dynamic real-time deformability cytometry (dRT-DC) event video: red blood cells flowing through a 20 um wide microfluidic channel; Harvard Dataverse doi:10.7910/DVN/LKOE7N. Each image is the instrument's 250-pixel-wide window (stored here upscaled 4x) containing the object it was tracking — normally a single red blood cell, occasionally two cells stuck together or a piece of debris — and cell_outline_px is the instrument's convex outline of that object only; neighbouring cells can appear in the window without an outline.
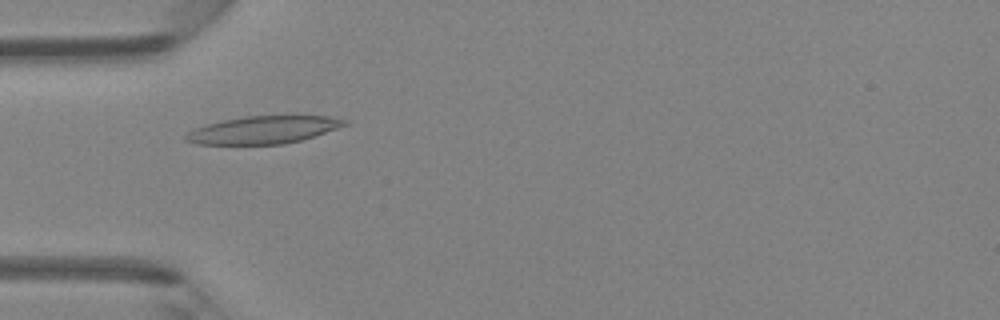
{"species": "Egyptian fruit bat (a non-hibernating species)", "species_latin": "Rousettus aegyptiacus", "temperature_condition": "room temperature", "stored_images_in_passage": 38, "camera_frame_rate_fps": 3000, "um_per_image_px": 0.085, "animal": {"sex": "female"}, "frame": {"image": 1, "passage_image": 6, "time_ms": 1.667, "image_size_px": [1000, 320], "cell_outline_px": [[348, 124], [300, 140], [284, 144], [196, 144], [184, 140], [184, 136], [188, 132], [204, 124], [244, 116], [328, 116], [348, 120]], "centroid_in_image_um": [22.33, 11.03], "position_along_channel_um": 62.7, "area_um2": 25.26}}
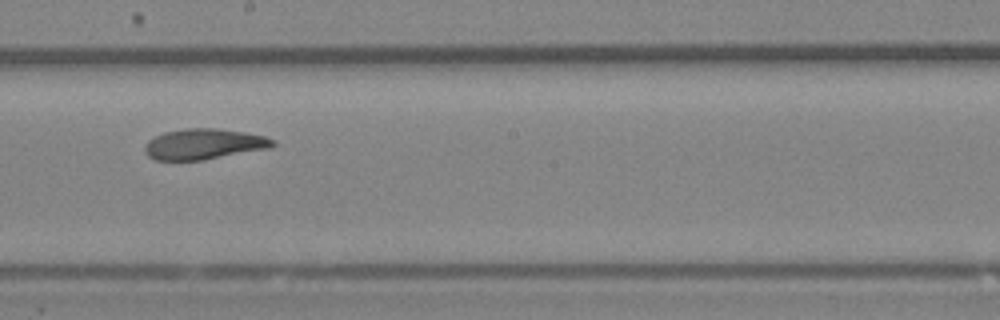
{"frame": {"image": 2, "passage_image": 18, "time_ms": 5.667, "image_size_px": [1000, 320], "cell_outline_px": [[276, 144], [268, 148], [204, 160], [152, 160], [144, 152], [144, 148], [148, 140], [164, 132], [184, 128], [216, 128], [244, 132], [264, 136], [276, 140]], "centroid_in_image_um": [17.31, 12.25], "position_along_channel_um": 230.9, "area_um2": 22.89}}
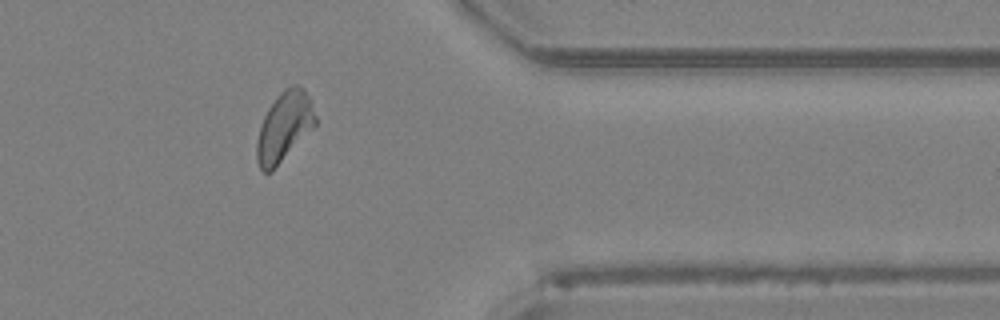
{"frame": {"image": 3, "passage_image": 30, "time_ms": 9.667, "image_size_px": [1000, 320], "cell_outline_px": [[316, 124], [272, 172], [264, 172], [260, 168], [256, 160], [256, 144], [260, 124], [268, 108], [276, 96], [284, 88], [292, 84], [300, 84], [304, 88], [308, 96], [316, 116]], "centroid_in_image_um": [24.14, 10.75], "position_along_channel_um": 387.3, "area_um2": 23.76}, "authors_computed_cell_mechanics": {"area_um2": 23.2356, "velocity_mm_per_s": 4.2724, "shape_relaxation_time_tau1_ms": 4.9835, "shape_relaxation_time_tau2_ms": 2.4743, "deformation_change_tau1": 0.1794, "deformation_change_tau2": 0.1013}}